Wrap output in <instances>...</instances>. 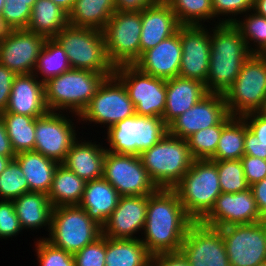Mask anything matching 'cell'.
<instances>
[{
  "instance_id": "1",
  "label": "cell",
  "mask_w": 266,
  "mask_h": 266,
  "mask_svg": "<svg viewBox=\"0 0 266 266\" xmlns=\"http://www.w3.org/2000/svg\"><path fill=\"white\" fill-rule=\"evenodd\" d=\"M193 222L173 189L158 188L148 197L144 237L140 240L151 255L180 251Z\"/></svg>"
},
{
  "instance_id": "2",
  "label": "cell",
  "mask_w": 266,
  "mask_h": 266,
  "mask_svg": "<svg viewBox=\"0 0 266 266\" xmlns=\"http://www.w3.org/2000/svg\"><path fill=\"white\" fill-rule=\"evenodd\" d=\"M210 33L211 49L206 91L222 94L231 87L252 54L233 24H217Z\"/></svg>"
},
{
  "instance_id": "3",
  "label": "cell",
  "mask_w": 266,
  "mask_h": 266,
  "mask_svg": "<svg viewBox=\"0 0 266 266\" xmlns=\"http://www.w3.org/2000/svg\"><path fill=\"white\" fill-rule=\"evenodd\" d=\"M107 76L91 70L70 69L44 83L45 103L49 111L79 116L86 109L97 88ZM62 110V111H61Z\"/></svg>"
},
{
  "instance_id": "4",
  "label": "cell",
  "mask_w": 266,
  "mask_h": 266,
  "mask_svg": "<svg viewBox=\"0 0 266 266\" xmlns=\"http://www.w3.org/2000/svg\"><path fill=\"white\" fill-rule=\"evenodd\" d=\"M139 156L152 182L163 189H173L195 160L187 140L169 133Z\"/></svg>"
},
{
  "instance_id": "5",
  "label": "cell",
  "mask_w": 266,
  "mask_h": 266,
  "mask_svg": "<svg viewBox=\"0 0 266 266\" xmlns=\"http://www.w3.org/2000/svg\"><path fill=\"white\" fill-rule=\"evenodd\" d=\"M173 190L186 214L199 222L222 193L216 164L209 159L194 160Z\"/></svg>"
},
{
  "instance_id": "6",
  "label": "cell",
  "mask_w": 266,
  "mask_h": 266,
  "mask_svg": "<svg viewBox=\"0 0 266 266\" xmlns=\"http://www.w3.org/2000/svg\"><path fill=\"white\" fill-rule=\"evenodd\" d=\"M54 39L66 52L72 69L114 75L115 67L108 58L101 30L68 25Z\"/></svg>"
},
{
  "instance_id": "7",
  "label": "cell",
  "mask_w": 266,
  "mask_h": 266,
  "mask_svg": "<svg viewBox=\"0 0 266 266\" xmlns=\"http://www.w3.org/2000/svg\"><path fill=\"white\" fill-rule=\"evenodd\" d=\"M223 96L231 116L260 111L266 101V56L251 54Z\"/></svg>"
},
{
  "instance_id": "8",
  "label": "cell",
  "mask_w": 266,
  "mask_h": 266,
  "mask_svg": "<svg viewBox=\"0 0 266 266\" xmlns=\"http://www.w3.org/2000/svg\"><path fill=\"white\" fill-rule=\"evenodd\" d=\"M48 232L47 241L74 254L101 237L102 227L79 205L58 206L52 210Z\"/></svg>"
},
{
  "instance_id": "9",
  "label": "cell",
  "mask_w": 266,
  "mask_h": 266,
  "mask_svg": "<svg viewBox=\"0 0 266 266\" xmlns=\"http://www.w3.org/2000/svg\"><path fill=\"white\" fill-rule=\"evenodd\" d=\"M168 133V125L161 117L133 115L119 121L107 131L110 145L106 151L139 156Z\"/></svg>"
},
{
  "instance_id": "10",
  "label": "cell",
  "mask_w": 266,
  "mask_h": 266,
  "mask_svg": "<svg viewBox=\"0 0 266 266\" xmlns=\"http://www.w3.org/2000/svg\"><path fill=\"white\" fill-rule=\"evenodd\" d=\"M140 11H116L102 30L108 58L114 67L133 65L140 58Z\"/></svg>"
},
{
  "instance_id": "11",
  "label": "cell",
  "mask_w": 266,
  "mask_h": 266,
  "mask_svg": "<svg viewBox=\"0 0 266 266\" xmlns=\"http://www.w3.org/2000/svg\"><path fill=\"white\" fill-rule=\"evenodd\" d=\"M114 75L126 87L137 115L163 117L166 105V79L146 74L134 65L115 67Z\"/></svg>"
},
{
  "instance_id": "12",
  "label": "cell",
  "mask_w": 266,
  "mask_h": 266,
  "mask_svg": "<svg viewBox=\"0 0 266 266\" xmlns=\"http://www.w3.org/2000/svg\"><path fill=\"white\" fill-rule=\"evenodd\" d=\"M135 114V106L129 98L126 87L113 75L103 80L79 117L84 122L107 125L108 130L119 121Z\"/></svg>"
},
{
  "instance_id": "13",
  "label": "cell",
  "mask_w": 266,
  "mask_h": 266,
  "mask_svg": "<svg viewBox=\"0 0 266 266\" xmlns=\"http://www.w3.org/2000/svg\"><path fill=\"white\" fill-rule=\"evenodd\" d=\"M103 178L120 196L150 195L158 189L143 167L140 156L106 151Z\"/></svg>"
},
{
  "instance_id": "14",
  "label": "cell",
  "mask_w": 266,
  "mask_h": 266,
  "mask_svg": "<svg viewBox=\"0 0 266 266\" xmlns=\"http://www.w3.org/2000/svg\"><path fill=\"white\" fill-rule=\"evenodd\" d=\"M218 229L231 266H257L266 262V227L259 222Z\"/></svg>"
},
{
  "instance_id": "15",
  "label": "cell",
  "mask_w": 266,
  "mask_h": 266,
  "mask_svg": "<svg viewBox=\"0 0 266 266\" xmlns=\"http://www.w3.org/2000/svg\"><path fill=\"white\" fill-rule=\"evenodd\" d=\"M63 112L48 111L45 115L35 118L34 151L56 162L63 163L76 138L77 133L73 120Z\"/></svg>"
},
{
  "instance_id": "16",
  "label": "cell",
  "mask_w": 266,
  "mask_h": 266,
  "mask_svg": "<svg viewBox=\"0 0 266 266\" xmlns=\"http://www.w3.org/2000/svg\"><path fill=\"white\" fill-rule=\"evenodd\" d=\"M180 251L190 266H231L221 231L200 222L188 227Z\"/></svg>"
},
{
  "instance_id": "17",
  "label": "cell",
  "mask_w": 266,
  "mask_h": 266,
  "mask_svg": "<svg viewBox=\"0 0 266 266\" xmlns=\"http://www.w3.org/2000/svg\"><path fill=\"white\" fill-rule=\"evenodd\" d=\"M260 212L251 188L243 192H222L211 210L199 221L203 225L220 228L259 222Z\"/></svg>"
},
{
  "instance_id": "18",
  "label": "cell",
  "mask_w": 266,
  "mask_h": 266,
  "mask_svg": "<svg viewBox=\"0 0 266 266\" xmlns=\"http://www.w3.org/2000/svg\"><path fill=\"white\" fill-rule=\"evenodd\" d=\"M182 58L179 76L194 79L206 86L210 61V32L203 25L179 27Z\"/></svg>"
},
{
  "instance_id": "19",
  "label": "cell",
  "mask_w": 266,
  "mask_h": 266,
  "mask_svg": "<svg viewBox=\"0 0 266 266\" xmlns=\"http://www.w3.org/2000/svg\"><path fill=\"white\" fill-rule=\"evenodd\" d=\"M224 96L208 93L168 125L172 136L187 139L199 130L218 125L228 115Z\"/></svg>"
},
{
  "instance_id": "20",
  "label": "cell",
  "mask_w": 266,
  "mask_h": 266,
  "mask_svg": "<svg viewBox=\"0 0 266 266\" xmlns=\"http://www.w3.org/2000/svg\"><path fill=\"white\" fill-rule=\"evenodd\" d=\"M149 195L120 196L117 207L102 227V235L113 239H138L143 231Z\"/></svg>"
},
{
  "instance_id": "21",
  "label": "cell",
  "mask_w": 266,
  "mask_h": 266,
  "mask_svg": "<svg viewBox=\"0 0 266 266\" xmlns=\"http://www.w3.org/2000/svg\"><path fill=\"white\" fill-rule=\"evenodd\" d=\"M46 38L26 29H19L0 44V64L16 75L30 74Z\"/></svg>"
},
{
  "instance_id": "22",
  "label": "cell",
  "mask_w": 266,
  "mask_h": 266,
  "mask_svg": "<svg viewBox=\"0 0 266 266\" xmlns=\"http://www.w3.org/2000/svg\"><path fill=\"white\" fill-rule=\"evenodd\" d=\"M181 58L178 28L174 35L143 52L133 65L146 74L167 80L179 76Z\"/></svg>"
},
{
  "instance_id": "23",
  "label": "cell",
  "mask_w": 266,
  "mask_h": 266,
  "mask_svg": "<svg viewBox=\"0 0 266 266\" xmlns=\"http://www.w3.org/2000/svg\"><path fill=\"white\" fill-rule=\"evenodd\" d=\"M33 74L16 75L5 111L38 118L49 110L45 103L44 82Z\"/></svg>"
},
{
  "instance_id": "24",
  "label": "cell",
  "mask_w": 266,
  "mask_h": 266,
  "mask_svg": "<svg viewBox=\"0 0 266 266\" xmlns=\"http://www.w3.org/2000/svg\"><path fill=\"white\" fill-rule=\"evenodd\" d=\"M141 20L140 56L143 52L174 35L181 26L171 7L165 1L160 0L141 11Z\"/></svg>"
},
{
  "instance_id": "25",
  "label": "cell",
  "mask_w": 266,
  "mask_h": 266,
  "mask_svg": "<svg viewBox=\"0 0 266 266\" xmlns=\"http://www.w3.org/2000/svg\"><path fill=\"white\" fill-rule=\"evenodd\" d=\"M208 92L198 80L177 76L166 80V105L163 121L169 125L175 118L198 103Z\"/></svg>"
},
{
  "instance_id": "26",
  "label": "cell",
  "mask_w": 266,
  "mask_h": 266,
  "mask_svg": "<svg viewBox=\"0 0 266 266\" xmlns=\"http://www.w3.org/2000/svg\"><path fill=\"white\" fill-rule=\"evenodd\" d=\"M105 154L100 143L77 139L62 164L86 182L97 180L103 178Z\"/></svg>"
},
{
  "instance_id": "27",
  "label": "cell",
  "mask_w": 266,
  "mask_h": 266,
  "mask_svg": "<svg viewBox=\"0 0 266 266\" xmlns=\"http://www.w3.org/2000/svg\"><path fill=\"white\" fill-rule=\"evenodd\" d=\"M119 197L117 190L107 180L100 178L86 183L79 206L91 220L103 227L117 207Z\"/></svg>"
},
{
  "instance_id": "28",
  "label": "cell",
  "mask_w": 266,
  "mask_h": 266,
  "mask_svg": "<svg viewBox=\"0 0 266 266\" xmlns=\"http://www.w3.org/2000/svg\"><path fill=\"white\" fill-rule=\"evenodd\" d=\"M27 180L29 192L48 194L58 162L36 151L17 153L14 158Z\"/></svg>"
},
{
  "instance_id": "29",
  "label": "cell",
  "mask_w": 266,
  "mask_h": 266,
  "mask_svg": "<svg viewBox=\"0 0 266 266\" xmlns=\"http://www.w3.org/2000/svg\"><path fill=\"white\" fill-rule=\"evenodd\" d=\"M15 212L23 229L50 230L53 206L48 195L40 192H27L13 200Z\"/></svg>"
},
{
  "instance_id": "30",
  "label": "cell",
  "mask_w": 266,
  "mask_h": 266,
  "mask_svg": "<svg viewBox=\"0 0 266 266\" xmlns=\"http://www.w3.org/2000/svg\"><path fill=\"white\" fill-rule=\"evenodd\" d=\"M115 12V0H75L68 21L70 26L102 31Z\"/></svg>"
},
{
  "instance_id": "31",
  "label": "cell",
  "mask_w": 266,
  "mask_h": 266,
  "mask_svg": "<svg viewBox=\"0 0 266 266\" xmlns=\"http://www.w3.org/2000/svg\"><path fill=\"white\" fill-rule=\"evenodd\" d=\"M86 183V181L60 163L54 172L52 185L47 194L53 208L79 205Z\"/></svg>"
},
{
  "instance_id": "32",
  "label": "cell",
  "mask_w": 266,
  "mask_h": 266,
  "mask_svg": "<svg viewBox=\"0 0 266 266\" xmlns=\"http://www.w3.org/2000/svg\"><path fill=\"white\" fill-rule=\"evenodd\" d=\"M68 25V13L61 7L51 0H37L26 30L51 39Z\"/></svg>"
},
{
  "instance_id": "33",
  "label": "cell",
  "mask_w": 266,
  "mask_h": 266,
  "mask_svg": "<svg viewBox=\"0 0 266 266\" xmlns=\"http://www.w3.org/2000/svg\"><path fill=\"white\" fill-rule=\"evenodd\" d=\"M151 256L139 238L106 237L105 266H150Z\"/></svg>"
},
{
  "instance_id": "34",
  "label": "cell",
  "mask_w": 266,
  "mask_h": 266,
  "mask_svg": "<svg viewBox=\"0 0 266 266\" xmlns=\"http://www.w3.org/2000/svg\"><path fill=\"white\" fill-rule=\"evenodd\" d=\"M11 146L15 154L24 151H34L35 118L26 115L0 112Z\"/></svg>"
},
{
  "instance_id": "35",
  "label": "cell",
  "mask_w": 266,
  "mask_h": 266,
  "mask_svg": "<svg viewBox=\"0 0 266 266\" xmlns=\"http://www.w3.org/2000/svg\"><path fill=\"white\" fill-rule=\"evenodd\" d=\"M70 69L68 56L62 46L54 38L46 39L36 61L33 74L38 79V75L41 74L42 79L40 78V80L45 83L48 79L59 76Z\"/></svg>"
},
{
  "instance_id": "36",
  "label": "cell",
  "mask_w": 266,
  "mask_h": 266,
  "mask_svg": "<svg viewBox=\"0 0 266 266\" xmlns=\"http://www.w3.org/2000/svg\"><path fill=\"white\" fill-rule=\"evenodd\" d=\"M245 120L234 116L222 129L215 154L209 160H239L244 155Z\"/></svg>"
},
{
  "instance_id": "37",
  "label": "cell",
  "mask_w": 266,
  "mask_h": 266,
  "mask_svg": "<svg viewBox=\"0 0 266 266\" xmlns=\"http://www.w3.org/2000/svg\"><path fill=\"white\" fill-rule=\"evenodd\" d=\"M245 16L243 21L228 16V19H219L218 24H233L240 31L250 52L252 54H262L266 50V18L258 15L253 10L251 14ZM249 40L253 41L254 49L250 45L251 42Z\"/></svg>"
},
{
  "instance_id": "38",
  "label": "cell",
  "mask_w": 266,
  "mask_h": 266,
  "mask_svg": "<svg viewBox=\"0 0 266 266\" xmlns=\"http://www.w3.org/2000/svg\"><path fill=\"white\" fill-rule=\"evenodd\" d=\"M181 26L202 25L213 18L212 0H165Z\"/></svg>"
},
{
  "instance_id": "39",
  "label": "cell",
  "mask_w": 266,
  "mask_h": 266,
  "mask_svg": "<svg viewBox=\"0 0 266 266\" xmlns=\"http://www.w3.org/2000/svg\"><path fill=\"white\" fill-rule=\"evenodd\" d=\"M233 117L228 114L218 125L199 130L186 139L195 160L210 159L215 154L222 129Z\"/></svg>"
},
{
  "instance_id": "40",
  "label": "cell",
  "mask_w": 266,
  "mask_h": 266,
  "mask_svg": "<svg viewBox=\"0 0 266 266\" xmlns=\"http://www.w3.org/2000/svg\"><path fill=\"white\" fill-rule=\"evenodd\" d=\"M218 170L219 184L224 193L243 192L248 185L241 160H211Z\"/></svg>"
},
{
  "instance_id": "41",
  "label": "cell",
  "mask_w": 266,
  "mask_h": 266,
  "mask_svg": "<svg viewBox=\"0 0 266 266\" xmlns=\"http://www.w3.org/2000/svg\"><path fill=\"white\" fill-rule=\"evenodd\" d=\"M27 192V180L20 165L13 159L0 174V197L2 200H14Z\"/></svg>"
},
{
  "instance_id": "42",
  "label": "cell",
  "mask_w": 266,
  "mask_h": 266,
  "mask_svg": "<svg viewBox=\"0 0 266 266\" xmlns=\"http://www.w3.org/2000/svg\"><path fill=\"white\" fill-rule=\"evenodd\" d=\"M35 247L40 266H75L73 254L54 246L44 237L36 242Z\"/></svg>"
},
{
  "instance_id": "43",
  "label": "cell",
  "mask_w": 266,
  "mask_h": 266,
  "mask_svg": "<svg viewBox=\"0 0 266 266\" xmlns=\"http://www.w3.org/2000/svg\"><path fill=\"white\" fill-rule=\"evenodd\" d=\"M32 12V0H5L2 16L17 30L26 29Z\"/></svg>"
},
{
  "instance_id": "44",
  "label": "cell",
  "mask_w": 266,
  "mask_h": 266,
  "mask_svg": "<svg viewBox=\"0 0 266 266\" xmlns=\"http://www.w3.org/2000/svg\"><path fill=\"white\" fill-rule=\"evenodd\" d=\"M105 256L106 237L103 235L73 254L75 266H105Z\"/></svg>"
},
{
  "instance_id": "45",
  "label": "cell",
  "mask_w": 266,
  "mask_h": 266,
  "mask_svg": "<svg viewBox=\"0 0 266 266\" xmlns=\"http://www.w3.org/2000/svg\"><path fill=\"white\" fill-rule=\"evenodd\" d=\"M0 238L16 236L23 230L14 208L13 200L0 198Z\"/></svg>"
},
{
  "instance_id": "46",
  "label": "cell",
  "mask_w": 266,
  "mask_h": 266,
  "mask_svg": "<svg viewBox=\"0 0 266 266\" xmlns=\"http://www.w3.org/2000/svg\"><path fill=\"white\" fill-rule=\"evenodd\" d=\"M254 0H212L213 18L219 15L247 14L253 10Z\"/></svg>"
},
{
  "instance_id": "47",
  "label": "cell",
  "mask_w": 266,
  "mask_h": 266,
  "mask_svg": "<svg viewBox=\"0 0 266 266\" xmlns=\"http://www.w3.org/2000/svg\"><path fill=\"white\" fill-rule=\"evenodd\" d=\"M240 160L249 186L266 177V160L250 155H243Z\"/></svg>"
},
{
  "instance_id": "48",
  "label": "cell",
  "mask_w": 266,
  "mask_h": 266,
  "mask_svg": "<svg viewBox=\"0 0 266 266\" xmlns=\"http://www.w3.org/2000/svg\"><path fill=\"white\" fill-rule=\"evenodd\" d=\"M250 131L259 139V142L266 146V117L260 112H250L241 116Z\"/></svg>"
},
{
  "instance_id": "49",
  "label": "cell",
  "mask_w": 266,
  "mask_h": 266,
  "mask_svg": "<svg viewBox=\"0 0 266 266\" xmlns=\"http://www.w3.org/2000/svg\"><path fill=\"white\" fill-rule=\"evenodd\" d=\"M15 76L13 71L0 64V112L5 111L8 106Z\"/></svg>"
},
{
  "instance_id": "50",
  "label": "cell",
  "mask_w": 266,
  "mask_h": 266,
  "mask_svg": "<svg viewBox=\"0 0 266 266\" xmlns=\"http://www.w3.org/2000/svg\"><path fill=\"white\" fill-rule=\"evenodd\" d=\"M150 266H190V264L181 251H176L152 255Z\"/></svg>"
},
{
  "instance_id": "51",
  "label": "cell",
  "mask_w": 266,
  "mask_h": 266,
  "mask_svg": "<svg viewBox=\"0 0 266 266\" xmlns=\"http://www.w3.org/2000/svg\"><path fill=\"white\" fill-rule=\"evenodd\" d=\"M244 155L266 160V146L259 142L258 137L248 129L245 122Z\"/></svg>"
},
{
  "instance_id": "52",
  "label": "cell",
  "mask_w": 266,
  "mask_h": 266,
  "mask_svg": "<svg viewBox=\"0 0 266 266\" xmlns=\"http://www.w3.org/2000/svg\"><path fill=\"white\" fill-rule=\"evenodd\" d=\"M158 0H115L116 11L131 12L143 11L145 8L151 7Z\"/></svg>"
},
{
  "instance_id": "53",
  "label": "cell",
  "mask_w": 266,
  "mask_h": 266,
  "mask_svg": "<svg viewBox=\"0 0 266 266\" xmlns=\"http://www.w3.org/2000/svg\"><path fill=\"white\" fill-rule=\"evenodd\" d=\"M0 155L11 158H15L16 154L12 149L9 136L6 131V126L3 119L0 116Z\"/></svg>"
},
{
  "instance_id": "54",
  "label": "cell",
  "mask_w": 266,
  "mask_h": 266,
  "mask_svg": "<svg viewBox=\"0 0 266 266\" xmlns=\"http://www.w3.org/2000/svg\"><path fill=\"white\" fill-rule=\"evenodd\" d=\"M257 208L261 213L264 209H266V177L259 182L254 183L250 186Z\"/></svg>"
},
{
  "instance_id": "55",
  "label": "cell",
  "mask_w": 266,
  "mask_h": 266,
  "mask_svg": "<svg viewBox=\"0 0 266 266\" xmlns=\"http://www.w3.org/2000/svg\"><path fill=\"white\" fill-rule=\"evenodd\" d=\"M17 29L0 16V44L10 38Z\"/></svg>"
},
{
  "instance_id": "56",
  "label": "cell",
  "mask_w": 266,
  "mask_h": 266,
  "mask_svg": "<svg viewBox=\"0 0 266 266\" xmlns=\"http://www.w3.org/2000/svg\"><path fill=\"white\" fill-rule=\"evenodd\" d=\"M253 11L266 18V0H254Z\"/></svg>"
},
{
  "instance_id": "57",
  "label": "cell",
  "mask_w": 266,
  "mask_h": 266,
  "mask_svg": "<svg viewBox=\"0 0 266 266\" xmlns=\"http://www.w3.org/2000/svg\"><path fill=\"white\" fill-rule=\"evenodd\" d=\"M54 4L61 7L65 12L69 14L72 10L75 0H51Z\"/></svg>"
},
{
  "instance_id": "58",
  "label": "cell",
  "mask_w": 266,
  "mask_h": 266,
  "mask_svg": "<svg viewBox=\"0 0 266 266\" xmlns=\"http://www.w3.org/2000/svg\"><path fill=\"white\" fill-rule=\"evenodd\" d=\"M11 160L9 157L0 155V174L5 170Z\"/></svg>"
},
{
  "instance_id": "59",
  "label": "cell",
  "mask_w": 266,
  "mask_h": 266,
  "mask_svg": "<svg viewBox=\"0 0 266 266\" xmlns=\"http://www.w3.org/2000/svg\"><path fill=\"white\" fill-rule=\"evenodd\" d=\"M259 223H260L261 225H263L264 227H266V209H264V210L260 213Z\"/></svg>"
},
{
  "instance_id": "60",
  "label": "cell",
  "mask_w": 266,
  "mask_h": 266,
  "mask_svg": "<svg viewBox=\"0 0 266 266\" xmlns=\"http://www.w3.org/2000/svg\"><path fill=\"white\" fill-rule=\"evenodd\" d=\"M4 4L5 0H0V16L2 15Z\"/></svg>"
},
{
  "instance_id": "61",
  "label": "cell",
  "mask_w": 266,
  "mask_h": 266,
  "mask_svg": "<svg viewBox=\"0 0 266 266\" xmlns=\"http://www.w3.org/2000/svg\"><path fill=\"white\" fill-rule=\"evenodd\" d=\"M260 112L266 117V101L264 103L263 108L260 110Z\"/></svg>"
},
{
  "instance_id": "62",
  "label": "cell",
  "mask_w": 266,
  "mask_h": 266,
  "mask_svg": "<svg viewBox=\"0 0 266 266\" xmlns=\"http://www.w3.org/2000/svg\"><path fill=\"white\" fill-rule=\"evenodd\" d=\"M257 266H266V262L262 263V264H259Z\"/></svg>"
},
{
  "instance_id": "63",
  "label": "cell",
  "mask_w": 266,
  "mask_h": 266,
  "mask_svg": "<svg viewBox=\"0 0 266 266\" xmlns=\"http://www.w3.org/2000/svg\"><path fill=\"white\" fill-rule=\"evenodd\" d=\"M37 0H32V8H33V5L35 4Z\"/></svg>"
},
{
  "instance_id": "64",
  "label": "cell",
  "mask_w": 266,
  "mask_h": 266,
  "mask_svg": "<svg viewBox=\"0 0 266 266\" xmlns=\"http://www.w3.org/2000/svg\"><path fill=\"white\" fill-rule=\"evenodd\" d=\"M263 56H266V50L262 53Z\"/></svg>"
}]
</instances>
